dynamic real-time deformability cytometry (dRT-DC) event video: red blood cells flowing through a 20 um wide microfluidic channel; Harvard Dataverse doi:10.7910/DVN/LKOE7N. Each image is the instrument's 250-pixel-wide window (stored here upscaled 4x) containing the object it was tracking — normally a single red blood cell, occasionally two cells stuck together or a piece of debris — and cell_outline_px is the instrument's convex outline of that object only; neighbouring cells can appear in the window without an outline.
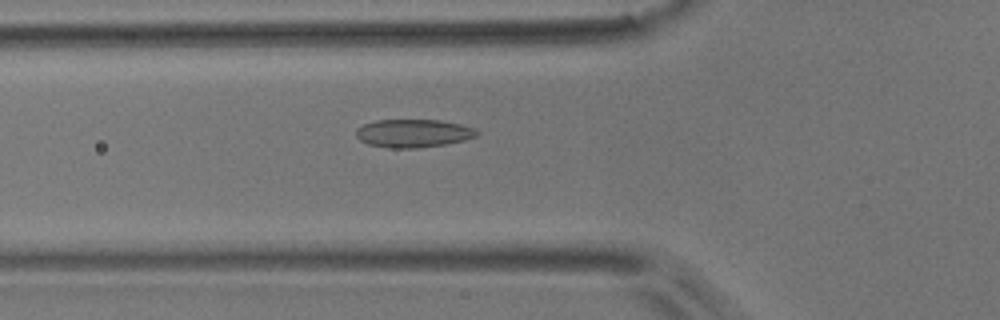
{"species": "common noctule bat (a hibernating species)", "species_latin": "Nyctalus noctula", "temperature_condition": "room temperature", "stored_images_in_passage": 26, "camera_frame_rate_fps": 3000, "um_per_image_px": 0.085, "animal": {"sex": "male", "body_mass_g": 17.9}, "frame": {"image": 1, "passage_image": 10, "time_ms": 3.0, "image_size_px": [1000, 320], "cell_outline_px": [[480, 132], [476, 136], [464, 140], [444, 144], [416, 148], [388, 148], [368, 144], [360, 140], [356, 136], [356, 128], [364, 124], [376, 120], [440, 120], [460, 124], [476, 128]], "centroid_in_image_um": [35.13, 11.32], "position_along_channel_um": 90.7, "area_um2": 19.83}}
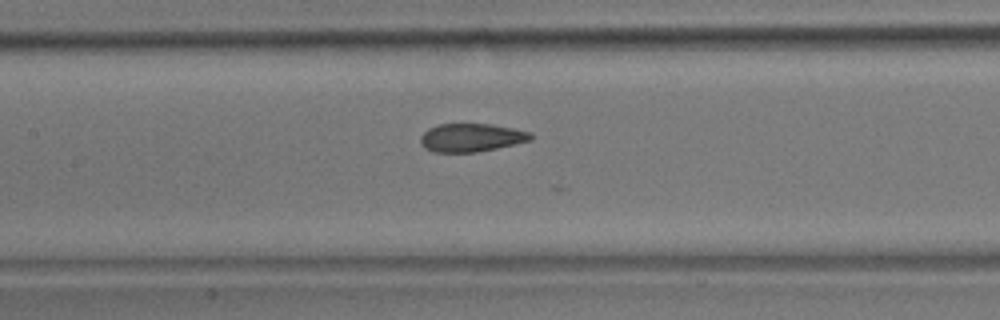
{"frame": {"image": 2, "passage_image": 16, "time_ms": 5.0, "image_size_px": [1000, 320], "cell_outline_px": [[532, 140], [496, 148], [476, 152], [432, 152], [424, 148], [420, 144], [420, 136], [428, 128], [436, 124], [492, 124], [512, 128], [528, 132], [532, 136]], "centroid_in_image_um": [39.99, 11.7], "position_along_channel_um": 167.4, "area_um2": 18.15}}
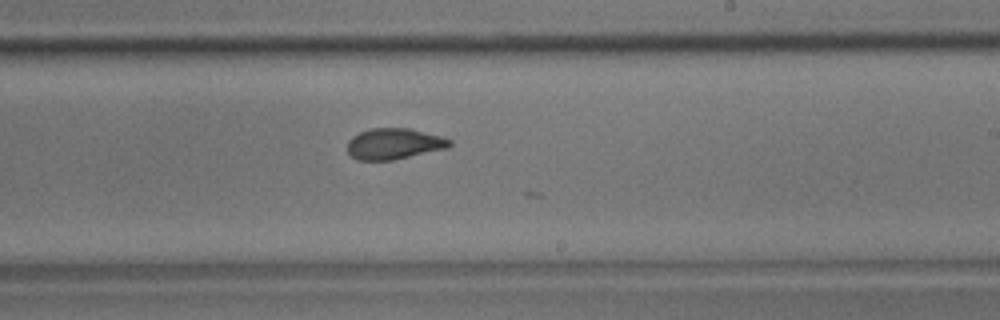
{"frame": {"image": 3, "passage_image": 23, "time_ms": 7.333, "image_size_px": [1000, 320], "cell_outline_px": [[452, 144], [448, 148], [392, 160], [356, 160], [348, 152], [348, 140], [352, 136], [360, 132], [372, 128], [408, 128], [440, 136], [452, 140]], "centroid_in_image_um": [33.49, 12.22], "position_along_channel_um": 255.5, "area_um2": 18.38}}